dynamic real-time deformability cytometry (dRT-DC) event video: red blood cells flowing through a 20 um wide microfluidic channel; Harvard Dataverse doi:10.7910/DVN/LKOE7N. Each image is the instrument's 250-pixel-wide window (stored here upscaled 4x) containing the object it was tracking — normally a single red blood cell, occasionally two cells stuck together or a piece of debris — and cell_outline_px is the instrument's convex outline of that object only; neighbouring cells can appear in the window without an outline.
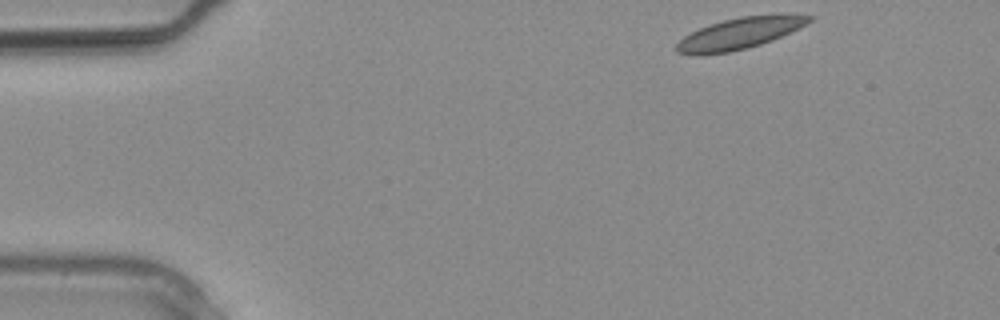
{"species": "common noctule bat (a hibernating species)", "species_latin": "Nyctalus noctula", "temperature_condition": "warm", "stored_images_in_passage": 6, "camera_frame_rate_fps": 3000, "um_per_image_px": 0.085, "animal": {"sex": "male", "body_mass_g": 20.4}, "frame": {"image": 1, "passage_image": 1, "time_ms": 0.0, "image_size_px": [1000, 320], "cell_outline_px": [[816, 16], [812, 20], [800, 28], [772, 40], [748, 48], [728, 52], [700, 56], [676, 52], [676, 44], [684, 36], [700, 28], [724, 20], [740, 16], [780, 12], [784, 12]], "centroid_in_image_um": [62.95, 2.81], "position_along_channel_um": 22.0, "area_um2": 24.74}}